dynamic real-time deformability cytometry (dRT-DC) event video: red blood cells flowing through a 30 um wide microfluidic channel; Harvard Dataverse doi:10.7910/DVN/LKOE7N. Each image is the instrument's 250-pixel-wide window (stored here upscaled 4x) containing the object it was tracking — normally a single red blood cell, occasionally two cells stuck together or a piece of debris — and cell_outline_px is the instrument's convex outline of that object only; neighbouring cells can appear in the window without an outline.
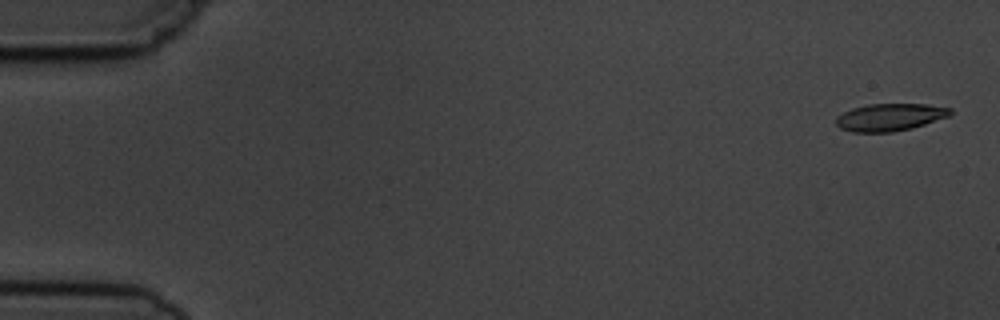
{"species": "common noctule bat (a hibernating species)", "species_latin": "Nyctalus noctula", "temperature_condition": "cold", "stored_images_in_passage": 5, "camera_frame_rate_fps": 3000, "um_per_image_px": 0.085, "animal": {"sex": "male", "body_mass_g": 19.5, "forearm_length_mm": 54.6}, "frame": {"image": 1, "passage_image": 1, "time_ms": 0.0, "image_size_px": [1000, 320], "cell_outline_px": [[952, 112], [948, 116], [912, 128], [892, 132], [852, 132], [840, 128], [836, 124], [836, 116], [852, 108], [868, 104], [924, 104], [952, 108]], "centroid_in_image_um": [75.61, 9.96], "position_along_channel_um": 9.4, "area_um2": 18.15}}
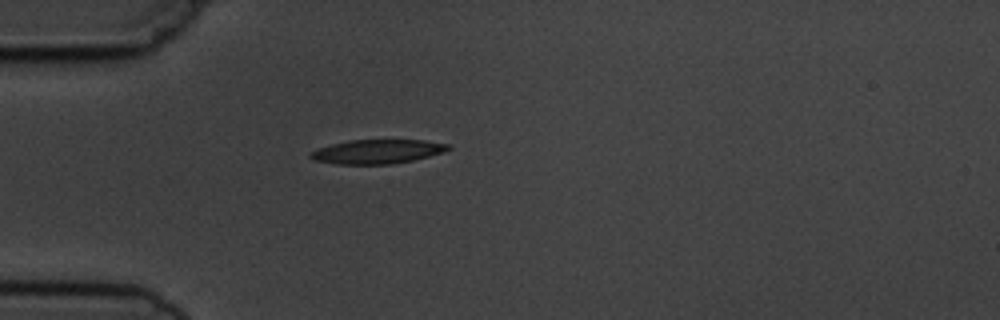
{"frame": {"image": 2, "passage_image": 5, "time_ms": 4.667, "image_size_px": [1000, 320], "cell_outline_px": [[452, 148], [444, 152], [412, 160], [392, 164], [336, 164], [312, 160], [308, 156], [316, 148], [348, 140], [424, 140], [448, 144]], "centroid_in_image_um": [32.04, 12.88], "position_along_channel_um": 53.0, "area_um2": 19.36}}